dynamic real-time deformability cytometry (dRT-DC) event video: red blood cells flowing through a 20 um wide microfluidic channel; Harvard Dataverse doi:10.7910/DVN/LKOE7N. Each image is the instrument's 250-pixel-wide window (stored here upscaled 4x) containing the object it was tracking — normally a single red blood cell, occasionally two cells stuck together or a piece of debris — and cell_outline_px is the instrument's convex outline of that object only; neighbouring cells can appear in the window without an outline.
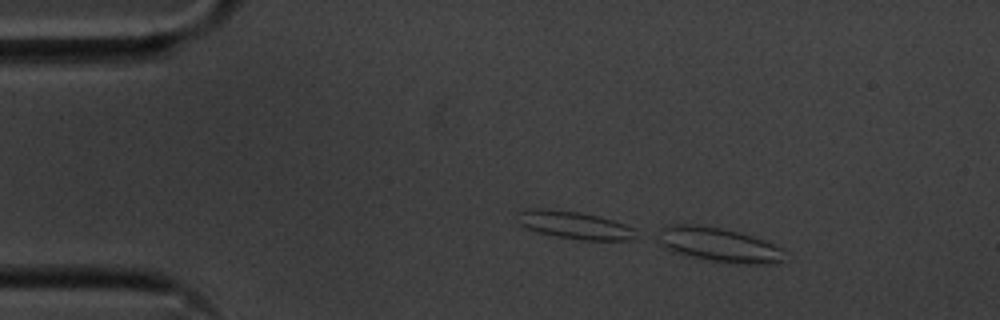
{"species": "common noctule bat (a hibernating species)", "species_latin": "Nyctalus noctula", "temperature_condition": "cold", "stored_images_in_passage": 7, "camera_frame_rate_fps": 3000, "um_per_image_px": 0.085, "animal": {"sex": "male", "body_mass_g": 20.1, "forearm_length_mm": 53.5}, "frame": {"image": 1, "passage_image": 7, "time_ms": 2.0, "image_size_px": [1000, 320], "cell_outline_px": [[784, 256], [780, 260], [768, 264], [744, 264], [708, 260], [672, 252], [664, 248], [652, 236], [660, 228], [668, 224], [696, 224], [720, 228], [740, 232], [764, 240], [780, 248]], "centroid_in_image_um": [60.94, 20.78], "position_along_channel_um": 24.1, "area_um2": 25.49}}